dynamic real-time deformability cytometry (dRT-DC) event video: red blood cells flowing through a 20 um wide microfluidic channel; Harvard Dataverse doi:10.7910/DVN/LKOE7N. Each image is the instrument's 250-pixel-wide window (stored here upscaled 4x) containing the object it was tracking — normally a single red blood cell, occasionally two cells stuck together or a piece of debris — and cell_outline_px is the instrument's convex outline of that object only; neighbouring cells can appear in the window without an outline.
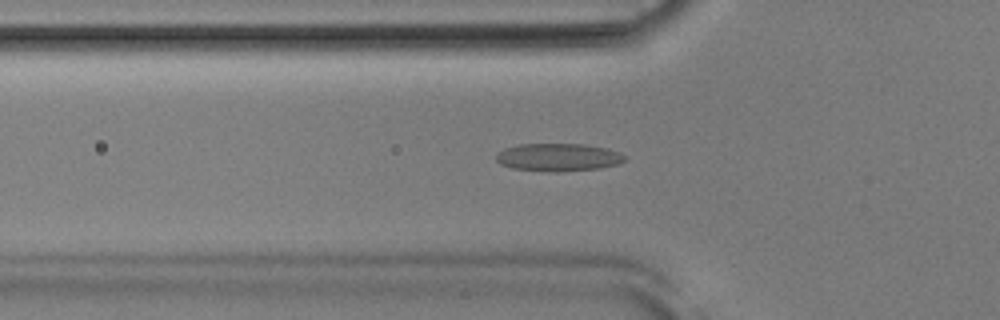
{"species": "Egyptian fruit bat (a non-hibernating species)", "species_latin": "Rousettus aegyptiacus", "temperature_condition": "room temperature", "stored_images_in_passage": 46, "camera_frame_rate_fps": 3000, "um_per_image_px": 0.085, "animal": {"sex": "male"}, "frame": {"image": 1, "passage_image": 11, "time_ms": 3.333, "image_size_px": [1000, 320], "cell_outline_px": [[624, 160], [616, 164], [600, 168], [556, 172], [552, 172], [512, 168], [500, 164], [496, 160], [496, 152], [504, 148], [516, 144], [584, 144], [608, 148], [620, 152], [624, 156]], "centroid_in_image_um": [47.4, 13.36], "position_along_channel_um": 78.4, "area_um2": 20.92}}
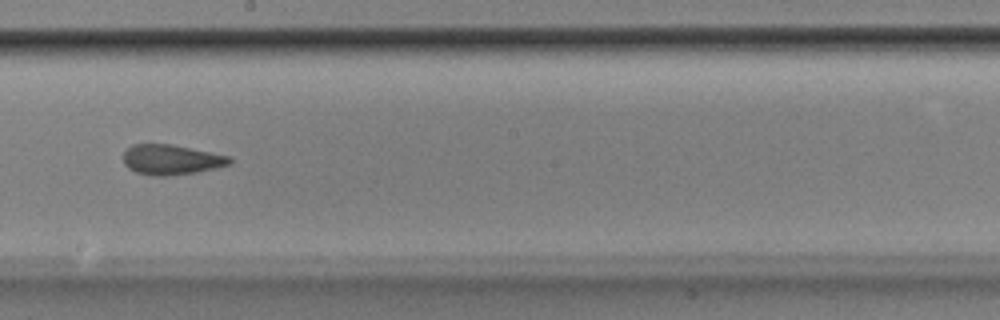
{"frame": {"image": 2, "passage_image": 23, "time_ms": 7.333, "image_size_px": [1000, 320], "cell_outline_px": [[232, 164], [216, 168], [196, 172], [168, 176], [156, 176], [136, 172], [128, 168], [124, 164], [124, 152], [132, 144], [172, 144], [232, 156]], "centroid_in_image_um": [14.6, 13.57], "position_along_channel_um": 233.6, "area_um2": 18.79}}
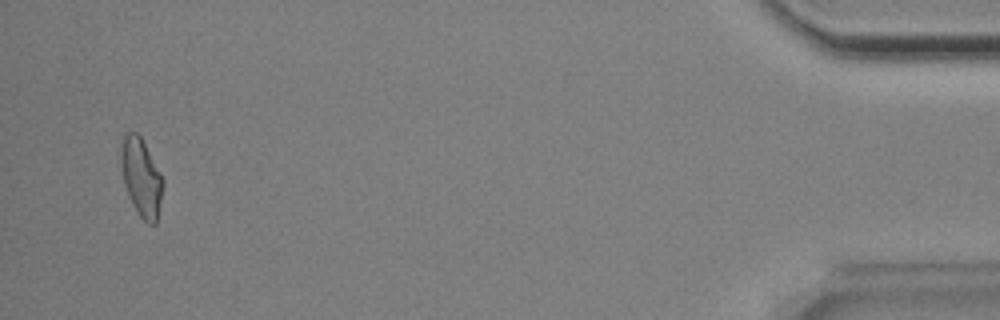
{"frame": {"image": 3, "passage_image": 44, "time_ms": 14.333, "image_size_px": [1000, 320], "cell_outline_px": [[164, 184], [156, 224], [148, 224], [140, 216], [132, 204], [124, 184], [120, 168], [120, 152], [124, 136], [128, 132], [136, 132], [140, 136], [160, 172], [164, 180]], "centroid_in_image_um": [12.0, 15.09], "position_along_channel_um": 423.2, "area_um2": 19.02}, "authors_computed_cell_mechanics": {"area_um2": 18.8428, "velocity_mm_per_s": 3.8687, "shape_relaxation_time_tau1_ms": null, "shape_relaxation_time_tau2_ms": 1.7667, "deformation_change_tau1": null, "deformation_change_tau2": 0.0958}}